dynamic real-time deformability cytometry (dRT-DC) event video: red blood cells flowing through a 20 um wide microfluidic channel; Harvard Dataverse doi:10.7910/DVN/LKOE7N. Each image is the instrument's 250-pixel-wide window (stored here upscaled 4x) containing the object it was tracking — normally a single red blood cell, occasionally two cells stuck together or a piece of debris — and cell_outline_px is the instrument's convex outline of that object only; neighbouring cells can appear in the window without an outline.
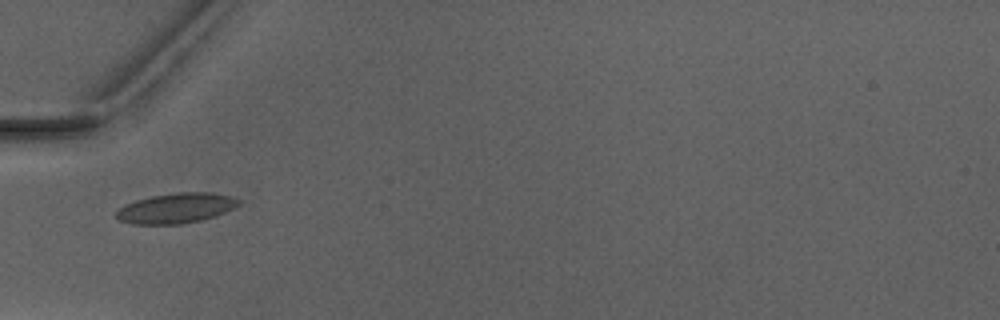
{"species": "Egyptian fruit bat (a non-hibernating species)", "species_latin": "Rousettus aegyptiacus", "temperature_condition": "warm", "stored_images_in_passage": 2, "camera_frame_rate_fps": 3000, "um_per_image_px": 0.085, "animal": {"sex": "male"}, "frame": {"image": 1, "passage_image": 2, "time_ms": 1.0, "image_size_px": [1000, 320], "cell_outline_px": [[240, 204], [216, 216], [200, 220], [180, 224], [132, 224], [120, 220], [116, 216], [116, 212], [124, 204], [136, 200], [152, 196], [176, 192], [212, 192], [232, 196], [240, 200]], "centroid_in_image_um": [14.97, 17.68], "position_along_channel_um": 70.0, "area_um2": 21.44}}